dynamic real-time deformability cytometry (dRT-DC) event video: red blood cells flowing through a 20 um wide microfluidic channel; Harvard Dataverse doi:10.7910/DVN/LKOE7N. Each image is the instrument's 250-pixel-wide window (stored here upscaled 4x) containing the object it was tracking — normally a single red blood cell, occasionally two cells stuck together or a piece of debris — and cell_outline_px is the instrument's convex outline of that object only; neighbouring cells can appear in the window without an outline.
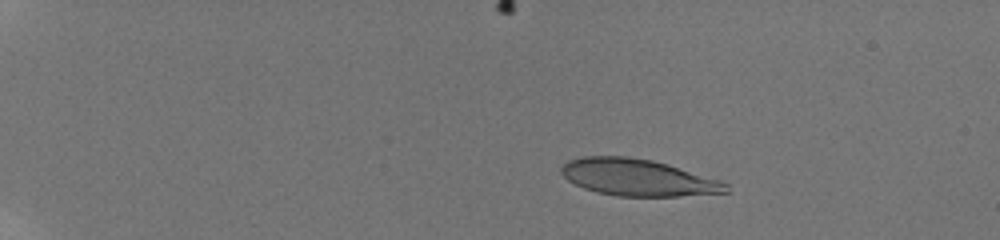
{"species": "human", "species_latin": "Homo sapiens", "temperature_condition": "room temperature", "stored_images_in_passage": 8, "camera_frame_rate_fps": 3000, "um_per_image_px": 0.085, "donor": {"sex": "male"}, "frame": {"image": 1, "passage_image": 1, "time_ms": 0.0, "image_size_px": [1000, 240], "cell_outline_px": [[732, 192], [680, 196], [616, 196], [596, 192], [584, 188], [568, 180], [560, 172], [560, 168], [568, 160], [580, 156], [628, 156], [652, 160], [668, 164], [720, 180], [728, 184]], "centroid_in_image_um": [54.23, 15.08], "position_along_channel_um": 30.8, "area_um2": 35.49}}
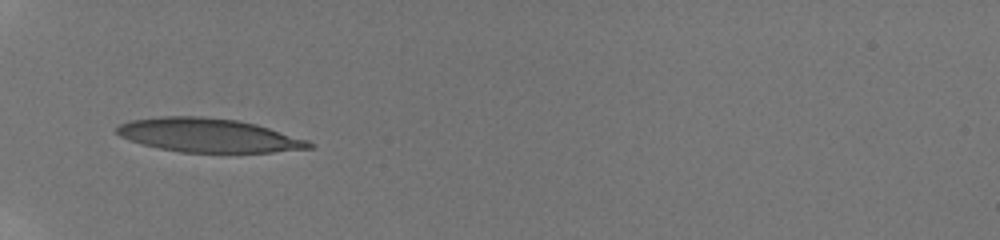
{"frame": {"image": 2, "passage_image": 7, "time_ms": 3.667, "image_size_px": [1000, 240], "cell_outline_px": [[316, 144], [312, 148], [272, 152], [180, 152], [160, 148], [128, 140], [120, 136], [116, 132], [116, 128], [120, 124], [128, 120], [160, 116], [204, 116], [236, 120], [256, 124], [308, 140]], "centroid_in_image_um": [17.71, 11.49], "position_along_channel_um": 67.3, "area_um2": 37.86}}